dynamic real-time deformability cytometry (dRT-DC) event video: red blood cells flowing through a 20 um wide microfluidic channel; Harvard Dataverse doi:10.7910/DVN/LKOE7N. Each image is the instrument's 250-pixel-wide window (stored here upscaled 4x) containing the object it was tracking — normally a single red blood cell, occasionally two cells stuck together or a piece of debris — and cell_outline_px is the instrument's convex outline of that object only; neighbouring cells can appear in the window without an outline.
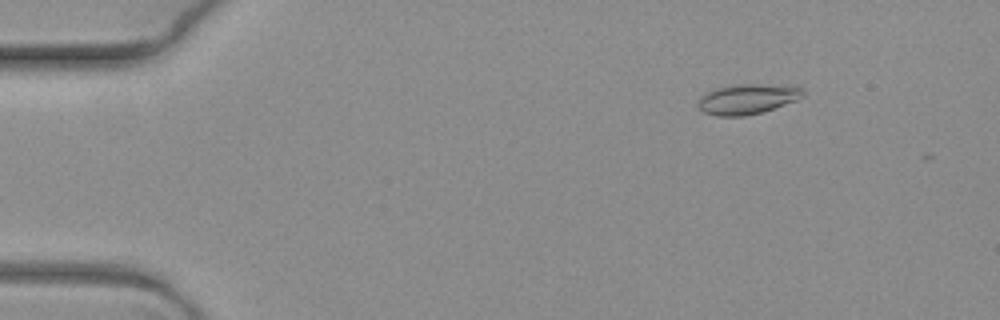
{"species": "common noctule bat (a hibernating species)", "species_latin": "Nyctalus noctula", "temperature_condition": "warm", "stored_images_in_passage": 6, "camera_frame_rate_fps": 3000, "um_per_image_px": 0.085, "animal": {"sex": "female", "body_mass_g": 19.3, "forearm_length_mm": 54.1}, "frame": {"image": 1, "passage_image": 3, "time_ms": 0.667, "image_size_px": [1000, 320], "cell_outline_px": [[804, 96], [796, 100], [764, 112], [744, 116], [716, 116], [704, 112], [696, 104], [700, 96], [704, 92], [712, 88], [732, 84], [756, 84], [804, 88]], "centroid_in_image_um": [63.45, 8.42], "position_along_channel_um": 21.5, "area_um2": 18.61}}